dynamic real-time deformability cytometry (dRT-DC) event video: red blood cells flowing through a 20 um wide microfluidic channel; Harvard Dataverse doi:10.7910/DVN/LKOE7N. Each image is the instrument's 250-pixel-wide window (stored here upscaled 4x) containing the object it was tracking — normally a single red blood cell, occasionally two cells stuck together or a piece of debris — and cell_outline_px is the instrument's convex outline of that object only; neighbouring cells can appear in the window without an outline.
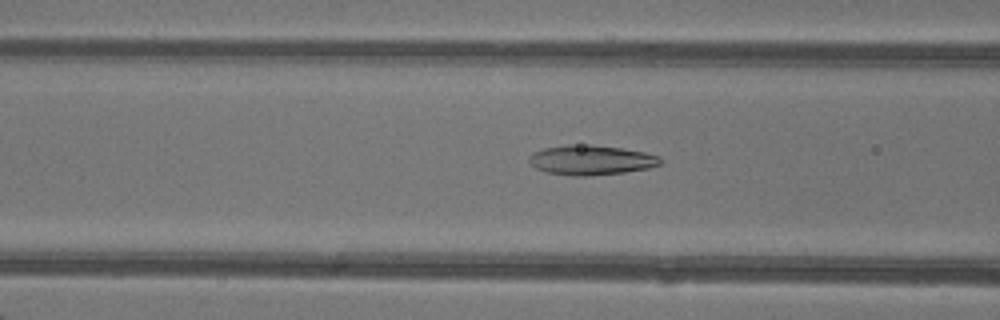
{"species": "common noctule bat (a hibernating species)", "species_latin": "Nyctalus noctula", "temperature_condition": "warm", "stored_images_in_passage": 48, "camera_frame_rate_fps": 3000, "um_per_image_px": 0.085, "animal": {"sex": "female"}, "frame": {"image": 1, "passage_image": 20, "time_ms": 6.333, "image_size_px": [1000, 320], "cell_outline_px": [[660, 164], [648, 168], [624, 172], [584, 176], [572, 176], [544, 172], [536, 168], [528, 160], [528, 156], [532, 152], [544, 148], [568, 144], [592, 144], [620, 148], [644, 152], [660, 156]], "centroid_in_image_um": [50.19, 13.59], "position_along_channel_um": 116.4, "area_um2": 22.83}}
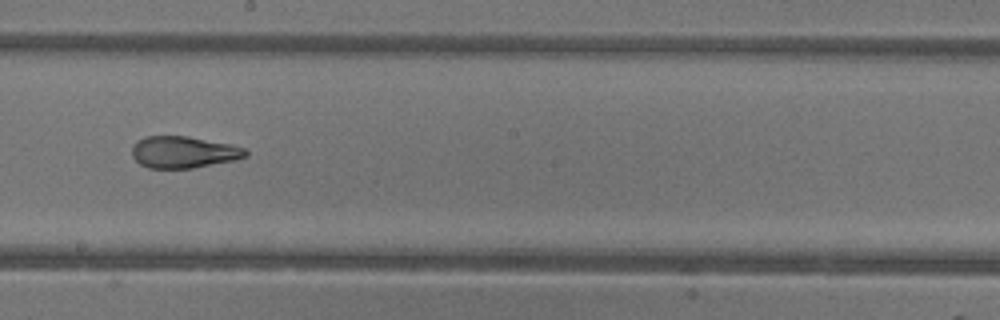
{"frame": {"image": 2, "passage_image": 28, "time_ms": 9.0, "image_size_px": [1000, 320], "cell_outline_px": [[248, 156], [232, 160], [192, 168], [148, 168], [140, 164], [132, 156], [132, 148], [136, 140], [144, 136], [188, 136], [232, 144], [244, 148], [248, 152]], "centroid_in_image_um": [15.58, 12.92], "position_along_channel_um": 232.6, "area_um2": 21.04}}
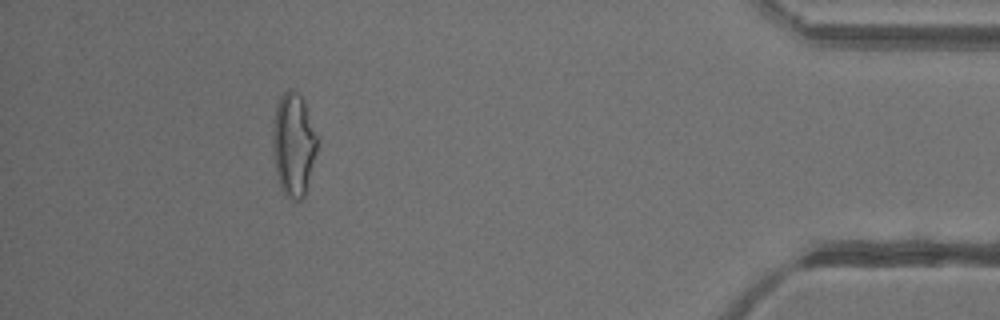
{"frame": {"image": 3, "passage_image": 44, "time_ms": 14.333, "image_size_px": [1000, 320], "cell_outline_px": [[320, 136], [316, 152], [304, 196], [300, 200], [292, 200], [284, 196], [280, 188], [276, 172], [272, 144], [272, 136], [276, 104], [280, 96], [288, 88], [292, 88], [304, 100]], "centroid_in_image_um": [24.96, 12.25], "position_along_channel_um": 410.2, "area_um2": 27.28}, "authors_computed_cell_mechanics": {"area_um2": 24.0448, "velocity_mm_per_s": 4.3509, "shape_relaxation_time_tau1_ms": 7.1158, "shape_relaxation_time_tau2_ms": 1.4274, "deformation_change_tau1": 0.2156, "deformation_change_tau2": 0.0837}}